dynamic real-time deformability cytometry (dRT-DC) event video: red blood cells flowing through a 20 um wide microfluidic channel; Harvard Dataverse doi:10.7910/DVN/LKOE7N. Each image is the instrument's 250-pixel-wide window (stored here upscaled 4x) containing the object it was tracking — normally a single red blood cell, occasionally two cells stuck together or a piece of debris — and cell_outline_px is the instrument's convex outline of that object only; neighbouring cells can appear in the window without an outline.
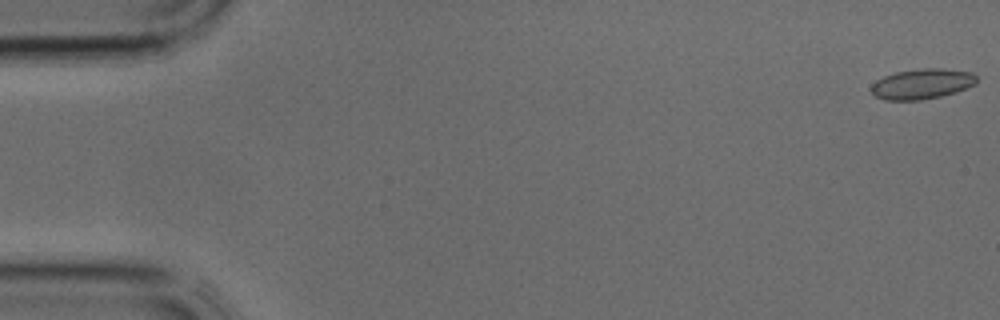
{"species": "common noctule bat (a hibernating species)", "species_latin": "Nyctalus noctula", "temperature_condition": "cold", "stored_images_in_passage": 38, "camera_frame_rate_fps": 3000, "um_per_image_px": 0.085, "animal": {"sex": "male", "body_mass_g": 17.9, "forearm_length_mm": 54.2}, "frame": {"image": 1, "passage_image": 1, "time_ms": 0.0, "image_size_px": [1000, 320], "cell_outline_px": [[976, 84], [956, 92], [940, 96], [920, 100], [884, 100], [876, 96], [872, 92], [872, 84], [876, 80], [884, 76], [896, 72], [924, 68], [940, 68], [972, 72], [976, 76]], "centroid_in_image_um": [78.38, 7.13], "position_along_channel_um": 6.6, "area_um2": 18.5}}
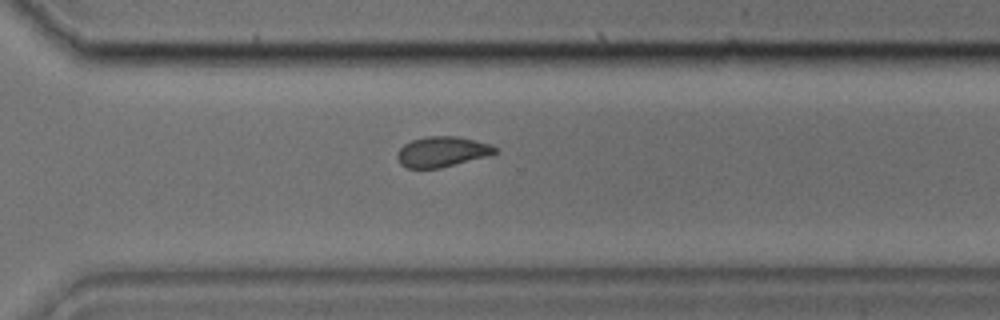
{"frame": {"image": 2, "passage_image": 28, "time_ms": 9.0, "image_size_px": [1000, 320], "cell_outline_px": [[496, 152], [492, 156], [440, 168], [408, 168], [400, 164], [396, 156], [400, 148], [404, 144], [412, 140], [428, 136], [456, 136], [476, 140], [492, 144], [496, 148]], "centroid_in_image_um": [37.62, 12.9], "position_along_channel_um": 333.0, "area_um2": 17.51}}
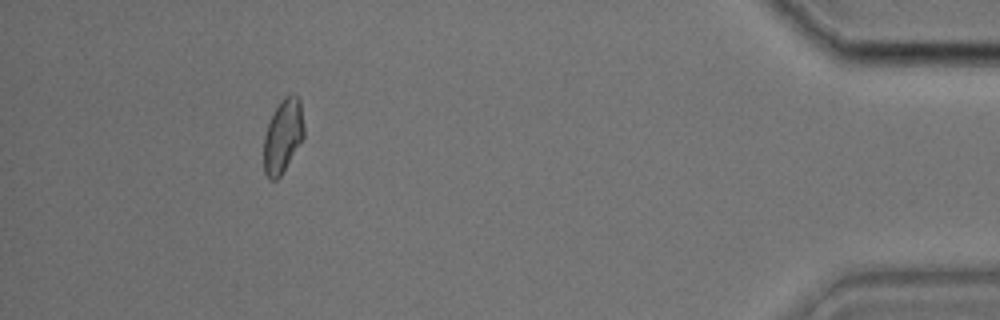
{"frame": {"image": 3, "passage_image": 36, "time_ms": 11.667, "image_size_px": [1000, 320], "cell_outline_px": [[304, 136], [280, 176], [276, 180], [268, 180], [264, 172], [264, 136], [268, 124], [280, 100], [284, 96], [292, 92], [300, 100], [304, 128]], "centroid_in_image_um": [24.04, 11.54], "position_along_channel_um": 411.2, "area_um2": 17.11}}